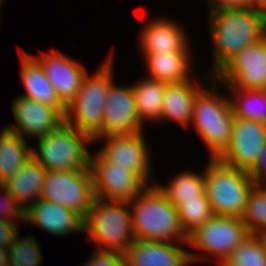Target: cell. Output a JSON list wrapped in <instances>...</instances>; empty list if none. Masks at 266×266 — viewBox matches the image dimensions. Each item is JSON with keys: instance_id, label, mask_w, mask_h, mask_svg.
I'll return each instance as SVG.
<instances>
[{"instance_id": "39", "label": "cell", "mask_w": 266, "mask_h": 266, "mask_svg": "<svg viewBox=\"0 0 266 266\" xmlns=\"http://www.w3.org/2000/svg\"><path fill=\"white\" fill-rule=\"evenodd\" d=\"M255 236L258 238L262 250L266 256V232L257 233Z\"/></svg>"}, {"instance_id": "6", "label": "cell", "mask_w": 266, "mask_h": 266, "mask_svg": "<svg viewBox=\"0 0 266 266\" xmlns=\"http://www.w3.org/2000/svg\"><path fill=\"white\" fill-rule=\"evenodd\" d=\"M213 87L204 90L203 86L198 91L191 124L209 148L210 158L217 159L231 140L234 115L230 100L218 94Z\"/></svg>"}, {"instance_id": "18", "label": "cell", "mask_w": 266, "mask_h": 266, "mask_svg": "<svg viewBox=\"0 0 266 266\" xmlns=\"http://www.w3.org/2000/svg\"><path fill=\"white\" fill-rule=\"evenodd\" d=\"M55 236H66L78 230L84 232V220L67 207L38 200L25 208V220Z\"/></svg>"}, {"instance_id": "7", "label": "cell", "mask_w": 266, "mask_h": 266, "mask_svg": "<svg viewBox=\"0 0 266 266\" xmlns=\"http://www.w3.org/2000/svg\"><path fill=\"white\" fill-rule=\"evenodd\" d=\"M37 139L39 150L32 148L31 154L47 171L90 169L86 145L93 140L65 122Z\"/></svg>"}, {"instance_id": "12", "label": "cell", "mask_w": 266, "mask_h": 266, "mask_svg": "<svg viewBox=\"0 0 266 266\" xmlns=\"http://www.w3.org/2000/svg\"><path fill=\"white\" fill-rule=\"evenodd\" d=\"M265 143L266 124L234 117L229 145L217 159L227 166L249 172Z\"/></svg>"}, {"instance_id": "1", "label": "cell", "mask_w": 266, "mask_h": 266, "mask_svg": "<svg viewBox=\"0 0 266 266\" xmlns=\"http://www.w3.org/2000/svg\"><path fill=\"white\" fill-rule=\"evenodd\" d=\"M213 77L233 56L266 35V19L250 7L210 10Z\"/></svg>"}, {"instance_id": "4", "label": "cell", "mask_w": 266, "mask_h": 266, "mask_svg": "<svg viewBox=\"0 0 266 266\" xmlns=\"http://www.w3.org/2000/svg\"><path fill=\"white\" fill-rule=\"evenodd\" d=\"M207 165L205 193L213 214L241 218L254 187L248 172L227 166L218 159L210 158Z\"/></svg>"}, {"instance_id": "34", "label": "cell", "mask_w": 266, "mask_h": 266, "mask_svg": "<svg viewBox=\"0 0 266 266\" xmlns=\"http://www.w3.org/2000/svg\"><path fill=\"white\" fill-rule=\"evenodd\" d=\"M248 174L256 186H261L263 180L266 179V143L259 152L256 164Z\"/></svg>"}, {"instance_id": "26", "label": "cell", "mask_w": 266, "mask_h": 266, "mask_svg": "<svg viewBox=\"0 0 266 266\" xmlns=\"http://www.w3.org/2000/svg\"><path fill=\"white\" fill-rule=\"evenodd\" d=\"M169 186L155 185L165 197L176 207L183 201L207 200L205 193L204 173L183 172L174 177Z\"/></svg>"}, {"instance_id": "38", "label": "cell", "mask_w": 266, "mask_h": 266, "mask_svg": "<svg viewBox=\"0 0 266 266\" xmlns=\"http://www.w3.org/2000/svg\"><path fill=\"white\" fill-rule=\"evenodd\" d=\"M0 266H8V249L0 248Z\"/></svg>"}, {"instance_id": "2", "label": "cell", "mask_w": 266, "mask_h": 266, "mask_svg": "<svg viewBox=\"0 0 266 266\" xmlns=\"http://www.w3.org/2000/svg\"><path fill=\"white\" fill-rule=\"evenodd\" d=\"M135 240L174 242L175 238L188 243L177 207L154 184L129 201ZM133 210V211H132Z\"/></svg>"}, {"instance_id": "31", "label": "cell", "mask_w": 266, "mask_h": 266, "mask_svg": "<svg viewBox=\"0 0 266 266\" xmlns=\"http://www.w3.org/2000/svg\"><path fill=\"white\" fill-rule=\"evenodd\" d=\"M222 266H266V256L255 235H249Z\"/></svg>"}, {"instance_id": "32", "label": "cell", "mask_w": 266, "mask_h": 266, "mask_svg": "<svg viewBox=\"0 0 266 266\" xmlns=\"http://www.w3.org/2000/svg\"><path fill=\"white\" fill-rule=\"evenodd\" d=\"M0 188L3 190V199L0 206V220L13 221L14 218L25 220L24 207L6 190L3 183H0Z\"/></svg>"}, {"instance_id": "10", "label": "cell", "mask_w": 266, "mask_h": 266, "mask_svg": "<svg viewBox=\"0 0 266 266\" xmlns=\"http://www.w3.org/2000/svg\"><path fill=\"white\" fill-rule=\"evenodd\" d=\"M218 82L237 89H266V35L233 56L212 77V85Z\"/></svg>"}, {"instance_id": "36", "label": "cell", "mask_w": 266, "mask_h": 266, "mask_svg": "<svg viewBox=\"0 0 266 266\" xmlns=\"http://www.w3.org/2000/svg\"><path fill=\"white\" fill-rule=\"evenodd\" d=\"M210 10L248 8L251 0H210Z\"/></svg>"}, {"instance_id": "29", "label": "cell", "mask_w": 266, "mask_h": 266, "mask_svg": "<svg viewBox=\"0 0 266 266\" xmlns=\"http://www.w3.org/2000/svg\"><path fill=\"white\" fill-rule=\"evenodd\" d=\"M38 245L33 236L19 239L17 233L8 248V266H39L43 255Z\"/></svg>"}, {"instance_id": "8", "label": "cell", "mask_w": 266, "mask_h": 266, "mask_svg": "<svg viewBox=\"0 0 266 266\" xmlns=\"http://www.w3.org/2000/svg\"><path fill=\"white\" fill-rule=\"evenodd\" d=\"M39 199L67 207L85 220L95 200L91 169L47 171Z\"/></svg>"}, {"instance_id": "15", "label": "cell", "mask_w": 266, "mask_h": 266, "mask_svg": "<svg viewBox=\"0 0 266 266\" xmlns=\"http://www.w3.org/2000/svg\"><path fill=\"white\" fill-rule=\"evenodd\" d=\"M42 67L50 84L55 88L61 102L67 106L75 98L87 74L81 63L64 54L53 51L43 52L40 56H32Z\"/></svg>"}, {"instance_id": "37", "label": "cell", "mask_w": 266, "mask_h": 266, "mask_svg": "<svg viewBox=\"0 0 266 266\" xmlns=\"http://www.w3.org/2000/svg\"><path fill=\"white\" fill-rule=\"evenodd\" d=\"M250 8L266 19V0H251Z\"/></svg>"}, {"instance_id": "19", "label": "cell", "mask_w": 266, "mask_h": 266, "mask_svg": "<svg viewBox=\"0 0 266 266\" xmlns=\"http://www.w3.org/2000/svg\"><path fill=\"white\" fill-rule=\"evenodd\" d=\"M147 24L139 39L145 56L159 52H189L186 34L177 23L160 18Z\"/></svg>"}, {"instance_id": "35", "label": "cell", "mask_w": 266, "mask_h": 266, "mask_svg": "<svg viewBox=\"0 0 266 266\" xmlns=\"http://www.w3.org/2000/svg\"><path fill=\"white\" fill-rule=\"evenodd\" d=\"M13 221L0 220V248L8 249L17 233L18 226Z\"/></svg>"}, {"instance_id": "9", "label": "cell", "mask_w": 266, "mask_h": 266, "mask_svg": "<svg viewBox=\"0 0 266 266\" xmlns=\"http://www.w3.org/2000/svg\"><path fill=\"white\" fill-rule=\"evenodd\" d=\"M249 235L241 218L213 215L188 236L187 244L218 256L222 266Z\"/></svg>"}, {"instance_id": "16", "label": "cell", "mask_w": 266, "mask_h": 266, "mask_svg": "<svg viewBox=\"0 0 266 266\" xmlns=\"http://www.w3.org/2000/svg\"><path fill=\"white\" fill-rule=\"evenodd\" d=\"M107 144L98 153L109 163L116 166L127 167L130 171L138 174L145 182L150 175L149 153L143 132L129 135L106 136ZM148 177V178H147Z\"/></svg>"}, {"instance_id": "25", "label": "cell", "mask_w": 266, "mask_h": 266, "mask_svg": "<svg viewBox=\"0 0 266 266\" xmlns=\"http://www.w3.org/2000/svg\"><path fill=\"white\" fill-rule=\"evenodd\" d=\"M166 85L165 82L145 78L132 86L136 109L142 124L147 119L154 122L160 120Z\"/></svg>"}, {"instance_id": "20", "label": "cell", "mask_w": 266, "mask_h": 266, "mask_svg": "<svg viewBox=\"0 0 266 266\" xmlns=\"http://www.w3.org/2000/svg\"><path fill=\"white\" fill-rule=\"evenodd\" d=\"M20 51L22 60L20 75L26 90L22 97L51 106L65 117L66 106L59 99L40 64L29 53Z\"/></svg>"}, {"instance_id": "5", "label": "cell", "mask_w": 266, "mask_h": 266, "mask_svg": "<svg viewBox=\"0 0 266 266\" xmlns=\"http://www.w3.org/2000/svg\"><path fill=\"white\" fill-rule=\"evenodd\" d=\"M129 206L128 201L95 198L84 220V232L97 243L98 250L124 254L135 241Z\"/></svg>"}, {"instance_id": "11", "label": "cell", "mask_w": 266, "mask_h": 266, "mask_svg": "<svg viewBox=\"0 0 266 266\" xmlns=\"http://www.w3.org/2000/svg\"><path fill=\"white\" fill-rule=\"evenodd\" d=\"M90 169L95 198L129 202L148 186L138 174L127 167L109 163L99 153L90 157Z\"/></svg>"}, {"instance_id": "3", "label": "cell", "mask_w": 266, "mask_h": 266, "mask_svg": "<svg viewBox=\"0 0 266 266\" xmlns=\"http://www.w3.org/2000/svg\"><path fill=\"white\" fill-rule=\"evenodd\" d=\"M112 78V57L109 56L96 73L84 76L76 98L66 106L65 123L94 142L101 137L104 107Z\"/></svg>"}, {"instance_id": "27", "label": "cell", "mask_w": 266, "mask_h": 266, "mask_svg": "<svg viewBox=\"0 0 266 266\" xmlns=\"http://www.w3.org/2000/svg\"><path fill=\"white\" fill-rule=\"evenodd\" d=\"M227 88L235 98V102L230 100L234 117L266 124V89H237L230 85Z\"/></svg>"}, {"instance_id": "21", "label": "cell", "mask_w": 266, "mask_h": 266, "mask_svg": "<svg viewBox=\"0 0 266 266\" xmlns=\"http://www.w3.org/2000/svg\"><path fill=\"white\" fill-rule=\"evenodd\" d=\"M191 80L167 84L164 89L160 119L174 120L185 127L192 122L194 102L202 85H194Z\"/></svg>"}, {"instance_id": "13", "label": "cell", "mask_w": 266, "mask_h": 266, "mask_svg": "<svg viewBox=\"0 0 266 266\" xmlns=\"http://www.w3.org/2000/svg\"><path fill=\"white\" fill-rule=\"evenodd\" d=\"M141 119L136 109L132 86L108 88L104 107L101 139L106 136L129 135L142 131Z\"/></svg>"}, {"instance_id": "14", "label": "cell", "mask_w": 266, "mask_h": 266, "mask_svg": "<svg viewBox=\"0 0 266 266\" xmlns=\"http://www.w3.org/2000/svg\"><path fill=\"white\" fill-rule=\"evenodd\" d=\"M15 123L6 129L27 136L41 137L54 132L64 122L65 117L55 108L22 96L11 104Z\"/></svg>"}, {"instance_id": "23", "label": "cell", "mask_w": 266, "mask_h": 266, "mask_svg": "<svg viewBox=\"0 0 266 266\" xmlns=\"http://www.w3.org/2000/svg\"><path fill=\"white\" fill-rule=\"evenodd\" d=\"M145 58L151 79L167 84L190 80L189 52H159L146 55Z\"/></svg>"}, {"instance_id": "33", "label": "cell", "mask_w": 266, "mask_h": 266, "mask_svg": "<svg viewBox=\"0 0 266 266\" xmlns=\"http://www.w3.org/2000/svg\"><path fill=\"white\" fill-rule=\"evenodd\" d=\"M82 266H126L123 253L117 251L98 250Z\"/></svg>"}, {"instance_id": "28", "label": "cell", "mask_w": 266, "mask_h": 266, "mask_svg": "<svg viewBox=\"0 0 266 266\" xmlns=\"http://www.w3.org/2000/svg\"><path fill=\"white\" fill-rule=\"evenodd\" d=\"M241 220L250 235L266 232V188L262 185L252 188Z\"/></svg>"}, {"instance_id": "24", "label": "cell", "mask_w": 266, "mask_h": 266, "mask_svg": "<svg viewBox=\"0 0 266 266\" xmlns=\"http://www.w3.org/2000/svg\"><path fill=\"white\" fill-rule=\"evenodd\" d=\"M0 183L14 176L32 156L25 138L6 128L0 132Z\"/></svg>"}, {"instance_id": "22", "label": "cell", "mask_w": 266, "mask_h": 266, "mask_svg": "<svg viewBox=\"0 0 266 266\" xmlns=\"http://www.w3.org/2000/svg\"><path fill=\"white\" fill-rule=\"evenodd\" d=\"M46 174L47 170L31 156L4 186L25 209L39 200Z\"/></svg>"}, {"instance_id": "30", "label": "cell", "mask_w": 266, "mask_h": 266, "mask_svg": "<svg viewBox=\"0 0 266 266\" xmlns=\"http://www.w3.org/2000/svg\"><path fill=\"white\" fill-rule=\"evenodd\" d=\"M177 210L187 236L214 215L208 200L183 201Z\"/></svg>"}, {"instance_id": "17", "label": "cell", "mask_w": 266, "mask_h": 266, "mask_svg": "<svg viewBox=\"0 0 266 266\" xmlns=\"http://www.w3.org/2000/svg\"><path fill=\"white\" fill-rule=\"evenodd\" d=\"M126 266H188L205 255L188 253L173 242L135 240L124 253ZM202 256V257H201Z\"/></svg>"}]
</instances>
